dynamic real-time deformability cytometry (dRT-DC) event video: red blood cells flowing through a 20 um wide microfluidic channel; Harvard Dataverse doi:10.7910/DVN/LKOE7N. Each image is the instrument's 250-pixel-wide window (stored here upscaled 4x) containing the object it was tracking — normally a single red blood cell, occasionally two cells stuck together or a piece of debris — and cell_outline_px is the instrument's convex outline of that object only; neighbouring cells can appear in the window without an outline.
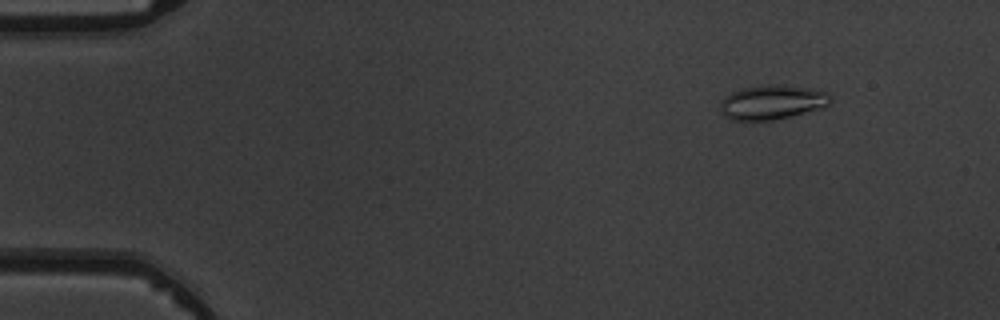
{"species": "common noctule bat (a hibernating species)", "species_latin": "Nyctalus noctula", "temperature_condition": "warm", "stored_images_in_passage": 5, "camera_frame_rate_fps": 3000, "um_per_image_px": 0.085, "animal": {"sex": "male", "body_mass_g": 19.5, "forearm_length_mm": 54.6}, "frame": {"image": 1, "passage_image": 2, "time_ms": 1.333, "image_size_px": [1000, 320], "cell_outline_px": [[832, 100], [824, 108], [772, 120], [732, 120], [724, 116], [720, 108], [720, 100], [724, 96], [740, 88], [768, 84], [784, 84], [808, 88], [828, 92], [832, 96]], "centroid_in_image_um": [65.63, 8.67], "position_along_channel_um": 19.4, "area_um2": 22.37}}